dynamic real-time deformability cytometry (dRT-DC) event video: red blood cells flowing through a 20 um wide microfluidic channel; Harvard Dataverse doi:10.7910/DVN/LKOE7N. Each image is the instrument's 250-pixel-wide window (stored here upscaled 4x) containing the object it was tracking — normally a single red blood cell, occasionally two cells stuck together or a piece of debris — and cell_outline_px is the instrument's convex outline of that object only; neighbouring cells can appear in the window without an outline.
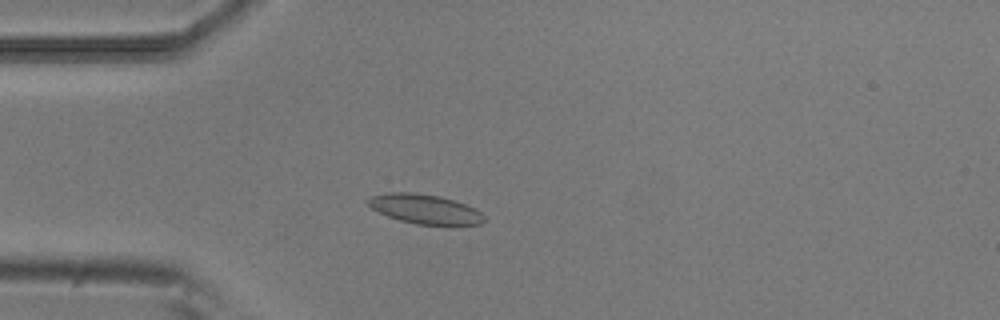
{"species": "common noctule bat (a hibernating species)", "species_latin": "Nyctalus noctula", "temperature_condition": "room temperature", "stored_images_in_passage": 52, "camera_frame_rate_fps": 3000, "um_per_image_px": 0.085, "animal": {"sex": "male", "body_mass_g": 20.5, "forearm_length_mm": 52.5}, "frame": {"image": 1, "passage_image": 13, "time_ms": 4.0, "image_size_px": [1000, 320], "cell_outline_px": [[484, 220], [480, 224], [416, 224], [400, 220], [388, 216], [372, 208], [364, 200], [372, 196], [388, 192], [412, 192], [440, 196], [476, 208], [484, 216]], "centroid_in_image_um": [36.08, 17.75], "position_along_channel_um": 48.9, "area_um2": 19.65}}
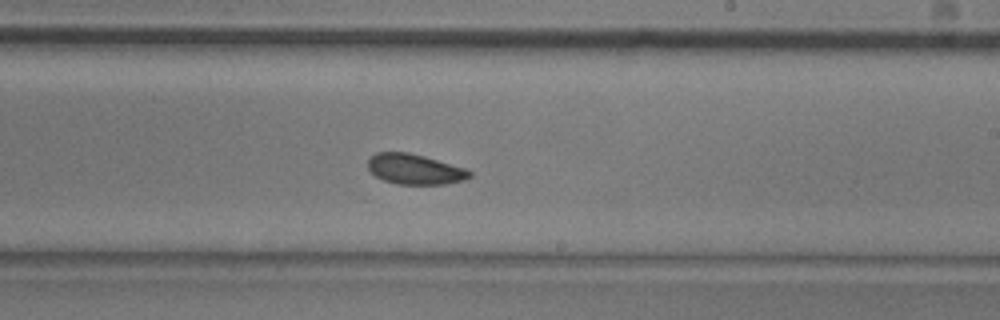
{"frame": {"image": 2, "passage_image": 30, "time_ms": 9.667, "image_size_px": [1000, 320], "cell_outline_px": [[472, 176], [464, 180], [444, 184], [396, 184], [384, 180], [376, 176], [368, 168], [368, 160], [376, 152], [408, 152], [424, 156], [464, 168], [472, 172]], "centroid_in_image_um": [35.25, 14.38], "position_along_channel_um": 253.7, "area_um2": 17.8}}
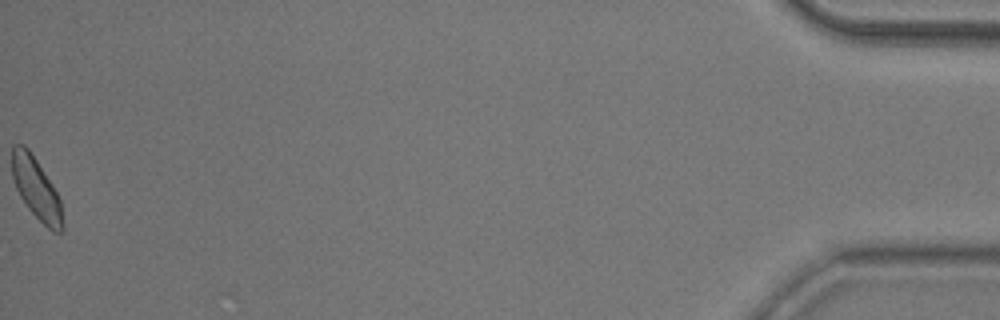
{"frame": {"image": 3, "passage_image": 52, "time_ms": 17.0, "image_size_px": [1000, 320], "cell_outline_px": [[64, 228], [60, 232], [52, 232], [28, 208], [20, 196], [16, 188], [12, 176], [12, 144], [24, 144], [28, 148], [52, 184], [60, 200], [64, 224]], "centroid_in_image_um": [3.08, 16.03], "position_along_channel_um": 432.1, "area_um2": 17.98}, "authors_computed_cell_mechanics": {"area_um2": 18.3804, "velocity_mm_per_s": 3.8151, "shape_relaxation_time_tau1_ms": 2.9687, "shape_relaxation_time_tau2_ms": 3.0498, "deformation_change_tau1": 0.0762, "deformation_change_tau2": 0.0775}}